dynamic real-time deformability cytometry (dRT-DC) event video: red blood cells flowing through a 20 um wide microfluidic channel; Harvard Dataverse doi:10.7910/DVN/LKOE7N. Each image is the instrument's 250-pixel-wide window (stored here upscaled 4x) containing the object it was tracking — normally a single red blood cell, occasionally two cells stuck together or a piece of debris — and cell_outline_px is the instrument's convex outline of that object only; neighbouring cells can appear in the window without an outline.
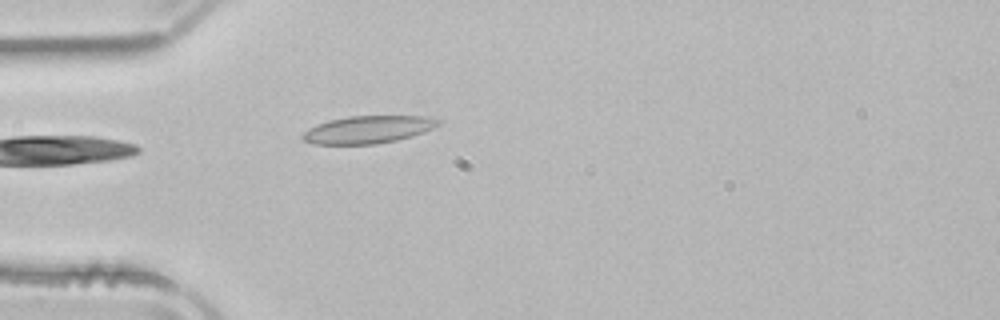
{"species": "common noctule bat (a hibernating species)", "species_latin": "Nyctalus noctula", "temperature_condition": "room temperature", "stored_images_in_passage": 20, "camera_frame_rate_fps": 3000, "um_per_image_px": 0.085, "animal": {"sex": "male", "body_mass_g": 21.5, "forearm_length_mm": 52.0}, "frame": {"image": 1, "passage_image": 1, "time_ms": 0.0, "image_size_px": [1000, 320], "cell_outline_px": [[444, 120], [440, 124], [424, 132], [412, 136], [396, 140], [376, 144], [312, 144], [304, 140], [300, 136], [308, 128], [316, 124], [328, 120], [348, 116], [428, 116]], "centroid_in_image_um": [31.29, 11.0], "position_along_channel_um": 53.7, "area_um2": 21.96}}